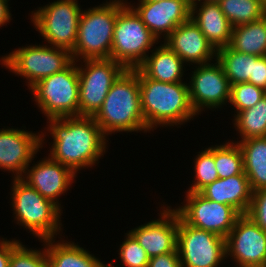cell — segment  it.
Wrapping results in <instances>:
<instances>
[{
    "label": "cell",
    "instance_id": "obj_36",
    "mask_svg": "<svg viewBox=\"0 0 266 267\" xmlns=\"http://www.w3.org/2000/svg\"><path fill=\"white\" fill-rule=\"evenodd\" d=\"M248 83L266 91V56L259 57L253 62V77H249Z\"/></svg>",
    "mask_w": 266,
    "mask_h": 267
},
{
    "label": "cell",
    "instance_id": "obj_35",
    "mask_svg": "<svg viewBox=\"0 0 266 267\" xmlns=\"http://www.w3.org/2000/svg\"><path fill=\"white\" fill-rule=\"evenodd\" d=\"M147 267H182L178 250L151 257Z\"/></svg>",
    "mask_w": 266,
    "mask_h": 267
},
{
    "label": "cell",
    "instance_id": "obj_33",
    "mask_svg": "<svg viewBox=\"0 0 266 267\" xmlns=\"http://www.w3.org/2000/svg\"><path fill=\"white\" fill-rule=\"evenodd\" d=\"M32 249L20 242L11 252L9 267H47L45 245Z\"/></svg>",
    "mask_w": 266,
    "mask_h": 267
},
{
    "label": "cell",
    "instance_id": "obj_5",
    "mask_svg": "<svg viewBox=\"0 0 266 267\" xmlns=\"http://www.w3.org/2000/svg\"><path fill=\"white\" fill-rule=\"evenodd\" d=\"M126 0H109L83 11L79 20L77 40L71 52L74 61L110 59L118 12Z\"/></svg>",
    "mask_w": 266,
    "mask_h": 267
},
{
    "label": "cell",
    "instance_id": "obj_18",
    "mask_svg": "<svg viewBox=\"0 0 266 267\" xmlns=\"http://www.w3.org/2000/svg\"><path fill=\"white\" fill-rule=\"evenodd\" d=\"M162 206L160 217L128 231L150 258L177 249L178 213L172 206Z\"/></svg>",
    "mask_w": 266,
    "mask_h": 267
},
{
    "label": "cell",
    "instance_id": "obj_19",
    "mask_svg": "<svg viewBox=\"0 0 266 267\" xmlns=\"http://www.w3.org/2000/svg\"><path fill=\"white\" fill-rule=\"evenodd\" d=\"M163 42L189 67L216 59L217 50L191 19L178 25Z\"/></svg>",
    "mask_w": 266,
    "mask_h": 267
},
{
    "label": "cell",
    "instance_id": "obj_40",
    "mask_svg": "<svg viewBox=\"0 0 266 267\" xmlns=\"http://www.w3.org/2000/svg\"><path fill=\"white\" fill-rule=\"evenodd\" d=\"M138 1H164V0H138Z\"/></svg>",
    "mask_w": 266,
    "mask_h": 267
},
{
    "label": "cell",
    "instance_id": "obj_24",
    "mask_svg": "<svg viewBox=\"0 0 266 267\" xmlns=\"http://www.w3.org/2000/svg\"><path fill=\"white\" fill-rule=\"evenodd\" d=\"M252 191L266 188V136L236 141Z\"/></svg>",
    "mask_w": 266,
    "mask_h": 267
},
{
    "label": "cell",
    "instance_id": "obj_34",
    "mask_svg": "<svg viewBox=\"0 0 266 267\" xmlns=\"http://www.w3.org/2000/svg\"><path fill=\"white\" fill-rule=\"evenodd\" d=\"M266 232V188L254 191L246 214Z\"/></svg>",
    "mask_w": 266,
    "mask_h": 267
},
{
    "label": "cell",
    "instance_id": "obj_28",
    "mask_svg": "<svg viewBox=\"0 0 266 267\" xmlns=\"http://www.w3.org/2000/svg\"><path fill=\"white\" fill-rule=\"evenodd\" d=\"M219 5L232 27L258 21L266 15L262 0H221Z\"/></svg>",
    "mask_w": 266,
    "mask_h": 267
},
{
    "label": "cell",
    "instance_id": "obj_22",
    "mask_svg": "<svg viewBox=\"0 0 266 267\" xmlns=\"http://www.w3.org/2000/svg\"><path fill=\"white\" fill-rule=\"evenodd\" d=\"M62 239V240H61ZM45 245L47 267H114L105 265L90 251L80 247L78 243L66 241L62 237L40 241Z\"/></svg>",
    "mask_w": 266,
    "mask_h": 267
},
{
    "label": "cell",
    "instance_id": "obj_38",
    "mask_svg": "<svg viewBox=\"0 0 266 267\" xmlns=\"http://www.w3.org/2000/svg\"><path fill=\"white\" fill-rule=\"evenodd\" d=\"M9 1L10 0H0V28L5 25L7 26V24L12 20L8 4Z\"/></svg>",
    "mask_w": 266,
    "mask_h": 267
},
{
    "label": "cell",
    "instance_id": "obj_21",
    "mask_svg": "<svg viewBox=\"0 0 266 267\" xmlns=\"http://www.w3.org/2000/svg\"><path fill=\"white\" fill-rule=\"evenodd\" d=\"M208 200L231 205L240 214H247L252 199V189L246 174L218 178L200 192Z\"/></svg>",
    "mask_w": 266,
    "mask_h": 267
},
{
    "label": "cell",
    "instance_id": "obj_29",
    "mask_svg": "<svg viewBox=\"0 0 266 267\" xmlns=\"http://www.w3.org/2000/svg\"><path fill=\"white\" fill-rule=\"evenodd\" d=\"M232 141L214 145V162L221 179L245 174L241 149L237 142Z\"/></svg>",
    "mask_w": 266,
    "mask_h": 267
},
{
    "label": "cell",
    "instance_id": "obj_4",
    "mask_svg": "<svg viewBox=\"0 0 266 267\" xmlns=\"http://www.w3.org/2000/svg\"><path fill=\"white\" fill-rule=\"evenodd\" d=\"M10 192L14 221L41 241L62 236V211L21 178H13ZM60 233V234H59ZM56 236V237H55Z\"/></svg>",
    "mask_w": 266,
    "mask_h": 267
},
{
    "label": "cell",
    "instance_id": "obj_17",
    "mask_svg": "<svg viewBox=\"0 0 266 267\" xmlns=\"http://www.w3.org/2000/svg\"><path fill=\"white\" fill-rule=\"evenodd\" d=\"M36 163L26 168L21 179L62 210L63 206L61 207L59 199L72 187V183L76 182L74 179L77 175L49 155Z\"/></svg>",
    "mask_w": 266,
    "mask_h": 267
},
{
    "label": "cell",
    "instance_id": "obj_23",
    "mask_svg": "<svg viewBox=\"0 0 266 267\" xmlns=\"http://www.w3.org/2000/svg\"><path fill=\"white\" fill-rule=\"evenodd\" d=\"M186 64L165 43L153 48L138 69L147 77L166 83L183 82ZM184 69V70H183ZM183 77V78H182Z\"/></svg>",
    "mask_w": 266,
    "mask_h": 267
},
{
    "label": "cell",
    "instance_id": "obj_37",
    "mask_svg": "<svg viewBox=\"0 0 266 267\" xmlns=\"http://www.w3.org/2000/svg\"><path fill=\"white\" fill-rule=\"evenodd\" d=\"M2 239V240H1ZM0 239V267H9L12 250L21 242L17 239Z\"/></svg>",
    "mask_w": 266,
    "mask_h": 267
},
{
    "label": "cell",
    "instance_id": "obj_26",
    "mask_svg": "<svg viewBox=\"0 0 266 267\" xmlns=\"http://www.w3.org/2000/svg\"><path fill=\"white\" fill-rule=\"evenodd\" d=\"M259 56L234 51L229 46L217 50L216 60L221 64L230 85L244 83L253 77V62Z\"/></svg>",
    "mask_w": 266,
    "mask_h": 267
},
{
    "label": "cell",
    "instance_id": "obj_6",
    "mask_svg": "<svg viewBox=\"0 0 266 267\" xmlns=\"http://www.w3.org/2000/svg\"><path fill=\"white\" fill-rule=\"evenodd\" d=\"M77 61L46 77L29 90L42 114L49 118L79 116V77Z\"/></svg>",
    "mask_w": 266,
    "mask_h": 267
},
{
    "label": "cell",
    "instance_id": "obj_9",
    "mask_svg": "<svg viewBox=\"0 0 266 267\" xmlns=\"http://www.w3.org/2000/svg\"><path fill=\"white\" fill-rule=\"evenodd\" d=\"M34 29L48 45L63 48L70 53L77 40L82 10L78 0H57L31 11Z\"/></svg>",
    "mask_w": 266,
    "mask_h": 267
},
{
    "label": "cell",
    "instance_id": "obj_16",
    "mask_svg": "<svg viewBox=\"0 0 266 267\" xmlns=\"http://www.w3.org/2000/svg\"><path fill=\"white\" fill-rule=\"evenodd\" d=\"M138 2L134 5L126 1L158 41L165 40L178 25L191 19L190 0Z\"/></svg>",
    "mask_w": 266,
    "mask_h": 267
},
{
    "label": "cell",
    "instance_id": "obj_27",
    "mask_svg": "<svg viewBox=\"0 0 266 267\" xmlns=\"http://www.w3.org/2000/svg\"><path fill=\"white\" fill-rule=\"evenodd\" d=\"M234 127L241 140L266 136V95L253 107L234 113Z\"/></svg>",
    "mask_w": 266,
    "mask_h": 267
},
{
    "label": "cell",
    "instance_id": "obj_1",
    "mask_svg": "<svg viewBox=\"0 0 266 267\" xmlns=\"http://www.w3.org/2000/svg\"><path fill=\"white\" fill-rule=\"evenodd\" d=\"M47 123L44 128L53 138L48 155L76 175L81 169L98 164L107 151L109 138L93 116L49 118Z\"/></svg>",
    "mask_w": 266,
    "mask_h": 267
},
{
    "label": "cell",
    "instance_id": "obj_32",
    "mask_svg": "<svg viewBox=\"0 0 266 267\" xmlns=\"http://www.w3.org/2000/svg\"><path fill=\"white\" fill-rule=\"evenodd\" d=\"M125 235L118 253L123 267H147L150 257L145 249L129 232Z\"/></svg>",
    "mask_w": 266,
    "mask_h": 267
},
{
    "label": "cell",
    "instance_id": "obj_39",
    "mask_svg": "<svg viewBox=\"0 0 266 267\" xmlns=\"http://www.w3.org/2000/svg\"><path fill=\"white\" fill-rule=\"evenodd\" d=\"M190 1H191V4H193V3H200L201 1L202 2L219 3L221 0H190Z\"/></svg>",
    "mask_w": 266,
    "mask_h": 267
},
{
    "label": "cell",
    "instance_id": "obj_10",
    "mask_svg": "<svg viewBox=\"0 0 266 267\" xmlns=\"http://www.w3.org/2000/svg\"><path fill=\"white\" fill-rule=\"evenodd\" d=\"M77 62L81 63L77 64L79 116H94L125 68L113 59H85Z\"/></svg>",
    "mask_w": 266,
    "mask_h": 267
},
{
    "label": "cell",
    "instance_id": "obj_2",
    "mask_svg": "<svg viewBox=\"0 0 266 267\" xmlns=\"http://www.w3.org/2000/svg\"><path fill=\"white\" fill-rule=\"evenodd\" d=\"M93 118L106 137L119 132H150L141 108L138 68L120 74Z\"/></svg>",
    "mask_w": 266,
    "mask_h": 267
},
{
    "label": "cell",
    "instance_id": "obj_8",
    "mask_svg": "<svg viewBox=\"0 0 266 267\" xmlns=\"http://www.w3.org/2000/svg\"><path fill=\"white\" fill-rule=\"evenodd\" d=\"M0 61L15 76L26 79V85L30 89L40 80L65 69L73 59L66 49L48 44H31L14 49L2 56Z\"/></svg>",
    "mask_w": 266,
    "mask_h": 267
},
{
    "label": "cell",
    "instance_id": "obj_31",
    "mask_svg": "<svg viewBox=\"0 0 266 267\" xmlns=\"http://www.w3.org/2000/svg\"><path fill=\"white\" fill-rule=\"evenodd\" d=\"M266 95V91L251 83L244 82L231 85L230 101L233 111L236 114L240 111L253 107L262 97Z\"/></svg>",
    "mask_w": 266,
    "mask_h": 267
},
{
    "label": "cell",
    "instance_id": "obj_25",
    "mask_svg": "<svg viewBox=\"0 0 266 267\" xmlns=\"http://www.w3.org/2000/svg\"><path fill=\"white\" fill-rule=\"evenodd\" d=\"M228 46L245 54L266 56V15L258 21L233 27Z\"/></svg>",
    "mask_w": 266,
    "mask_h": 267
},
{
    "label": "cell",
    "instance_id": "obj_20",
    "mask_svg": "<svg viewBox=\"0 0 266 267\" xmlns=\"http://www.w3.org/2000/svg\"><path fill=\"white\" fill-rule=\"evenodd\" d=\"M191 20L216 50L229 45L233 27L221 11L219 3L191 4Z\"/></svg>",
    "mask_w": 266,
    "mask_h": 267
},
{
    "label": "cell",
    "instance_id": "obj_14",
    "mask_svg": "<svg viewBox=\"0 0 266 267\" xmlns=\"http://www.w3.org/2000/svg\"><path fill=\"white\" fill-rule=\"evenodd\" d=\"M225 241L226 260L236 267H266V232L246 214L237 218Z\"/></svg>",
    "mask_w": 266,
    "mask_h": 267
},
{
    "label": "cell",
    "instance_id": "obj_13",
    "mask_svg": "<svg viewBox=\"0 0 266 267\" xmlns=\"http://www.w3.org/2000/svg\"><path fill=\"white\" fill-rule=\"evenodd\" d=\"M194 67L188 85L191 105L196 114H201L205 108L215 110L229 104L231 85L221 64L215 59L212 63Z\"/></svg>",
    "mask_w": 266,
    "mask_h": 267
},
{
    "label": "cell",
    "instance_id": "obj_30",
    "mask_svg": "<svg viewBox=\"0 0 266 267\" xmlns=\"http://www.w3.org/2000/svg\"><path fill=\"white\" fill-rule=\"evenodd\" d=\"M194 162V181L186 192H200L219 178L214 162V146L198 152Z\"/></svg>",
    "mask_w": 266,
    "mask_h": 267
},
{
    "label": "cell",
    "instance_id": "obj_11",
    "mask_svg": "<svg viewBox=\"0 0 266 267\" xmlns=\"http://www.w3.org/2000/svg\"><path fill=\"white\" fill-rule=\"evenodd\" d=\"M177 250L182 267H219L226 259L224 237L188 225L179 214Z\"/></svg>",
    "mask_w": 266,
    "mask_h": 267
},
{
    "label": "cell",
    "instance_id": "obj_7",
    "mask_svg": "<svg viewBox=\"0 0 266 267\" xmlns=\"http://www.w3.org/2000/svg\"><path fill=\"white\" fill-rule=\"evenodd\" d=\"M160 41L145 26L136 12L126 4L117 14L110 59L125 69H136ZM148 53V54H147Z\"/></svg>",
    "mask_w": 266,
    "mask_h": 267
},
{
    "label": "cell",
    "instance_id": "obj_3",
    "mask_svg": "<svg viewBox=\"0 0 266 267\" xmlns=\"http://www.w3.org/2000/svg\"><path fill=\"white\" fill-rule=\"evenodd\" d=\"M141 108L146 127L183 125L198 115L190 101L189 85L184 82L166 83L147 78L139 70ZM195 116V117H194Z\"/></svg>",
    "mask_w": 266,
    "mask_h": 267
},
{
    "label": "cell",
    "instance_id": "obj_15",
    "mask_svg": "<svg viewBox=\"0 0 266 267\" xmlns=\"http://www.w3.org/2000/svg\"><path fill=\"white\" fill-rule=\"evenodd\" d=\"M46 133L10 127L0 129V169L12 172V178H21L43 148Z\"/></svg>",
    "mask_w": 266,
    "mask_h": 267
},
{
    "label": "cell",
    "instance_id": "obj_12",
    "mask_svg": "<svg viewBox=\"0 0 266 267\" xmlns=\"http://www.w3.org/2000/svg\"><path fill=\"white\" fill-rule=\"evenodd\" d=\"M186 200L175 207L179 216L193 227L213 232L224 238L241 215L231 205L208 200L199 192H186Z\"/></svg>",
    "mask_w": 266,
    "mask_h": 267
}]
</instances>
